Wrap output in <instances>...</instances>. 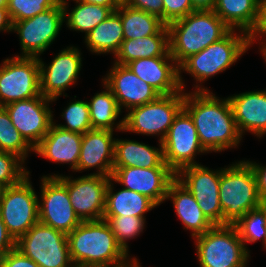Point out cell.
I'll list each match as a JSON object with an SVG mask.
<instances>
[{
  "label": "cell",
  "instance_id": "cell-1",
  "mask_svg": "<svg viewBox=\"0 0 266 267\" xmlns=\"http://www.w3.org/2000/svg\"><path fill=\"white\" fill-rule=\"evenodd\" d=\"M183 109L190 115L207 153L238 147L242 135L228 97L219 99L211 91L184 92Z\"/></svg>",
  "mask_w": 266,
  "mask_h": 267
},
{
  "label": "cell",
  "instance_id": "cell-2",
  "mask_svg": "<svg viewBox=\"0 0 266 267\" xmlns=\"http://www.w3.org/2000/svg\"><path fill=\"white\" fill-rule=\"evenodd\" d=\"M69 254L77 267H133L105 220L82 221L67 234Z\"/></svg>",
  "mask_w": 266,
  "mask_h": 267
},
{
  "label": "cell",
  "instance_id": "cell-3",
  "mask_svg": "<svg viewBox=\"0 0 266 267\" xmlns=\"http://www.w3.org/2000/svg\"><path fill=\"white\" fill-rule=\"evenodd\" d=\"M167 27L169 52L178 66L231 30L213 10L204 9L195 10Z\"/></svg>",
  "mask_w": 266,
  "mask_h": 267
},
{
  "label": "cell",
  "instance_id": "cell-4",
  "mask_svg": "<svg viewBox=\"0 0 266 267\" xmlns=\"http://www.w3.org/2000/svg\"><path fill=\"white\" fill-rule=\"evenodd\" d=\"M219 198L223 225H234L246 213L263 204L254 172L245 160L221 169Z\"/></svg>",
  "mask_w": 266,
  "mask_h": 267
},
{
  "label": "cell",
  "instance_id": "cell-5",
  "mask_svg": "<svg viewBox=\"0 0 266 267\" xmlns=\"http://www.w3.org/2000/svg\"><path fill=\"white\" fill-rule=\"evenodd\" d=\"M235 31L230 30L223 38L191 55L179 66V74L181 70L186 71L196 80L195 91H210L202 87V83L230 68L250 48L249 35L243 31L237 34Z\"/></svg>",
  "mask_w": 266,
  "mask_h": 267
},
{
  "label": "cell",
  "instance_id": "cell-6",
  "mask_svg": "<svg viewBox=\"0 0 266 267\" xmlns=\"http://www.w3.org/2000/svg\"><path fill=\"white\" fill-rule=\"evenodd\" d=\"M200 267H246V250L234 225H214L195 237Z\"/></svg>",
  "mask_w": 266,
  "mask_h": 267
},
{
  "label": "cell",
  "instance_id": "cell-7",
  "mask_svg": "<svg viewBox=\"0 0 266 267\" xmlns=\"http://www.w3.org/2000/svg\"><path fill=\"white\" fill-rule=\"evenodd\" d=\"M184 91L160 95L156 100L127 110L123 131L143 135H157L162 142L175 116L183 108Z\"/></svg>",
  "mask_w": 266,
  "mask_h": 267
},
{
  "label": "cell",
  "instance_id": "cell-8",
  "mask_svg": "<svg viewBox=\"0 0 266 267\" xmlns=\"http://www.w3.org/2000/svg\"><path fill=\"white\" fill-rule=\"evenodd\" d=\"M16 248L39 267H75L67 234L39 221L16 241Z\"/></svg>",
  "mask_w": 266,
  "mask_h": 267
},
{
  "label": "cell",
  "instance_id": "cell-9",
  "mask_svg": "<svg viewBox=\"0 0 266 267\" xmlns=\"http://www.w3.org/2000/svg\"><path fill=\"white\" fill-rule=\"evenodd\" d=\"M29 178L4 187L0 194V217L15 241L39 221V198Z\"/></svg>",
  "mask_w": 266,
  "mask_h": 267
},
{
  "label": "cell",
  "instance_id": "cell-10",
  "mask_svg": "<svg viewBox=\"0 0 266 267\" xmlns=\"http://www.w3.org/2000/svg\"><path fill=\"white\" fill-rule=\"evenodd\" d=\"M41 95L38 57H11L0 64V106Z\"/></svg>",
  "mask_w": 266,
  "mask_h": 267
},
{
  "label": "cell",
  "instance_id": "cell-11",
  "mask_svg": "<svg viewBox=\"0 0 266 267\" xmlns=\"http://www.w3.org/2000/svg\"><path fill=\"white\" fill-rule=\"evenodd\" d=\"M64 23L63 5L47 9L26 20L12 22V31L19 35L22 55L15 57H40L55 41Z\"/></svg>",
  "mask_w": 266,
  "mask_h": 267
},
{
  "label": "cell",
  "instance_id": "cell-12",
  "mask_svg": "<svg viewBox=\"0 0 266 267\" xmlns=\"http://www.w3.org/2000/svg\"><path fill=\"white\" fill-rule=\"evenodd\" d=\"M40 188L39 222L69 234L82 221L72 207L67 186L58 177L45 175L41 178Z\"/></svg>",
  "mask_w": 266,
  "mask_h": 267
},
{
  "label": "cell",
  "instance_id": "cell-13",
  "mask_svg": "<svg viewBox=\"0 0 266 267\" xmlns=\"http://www.w3.org/2000/svg\"><path fill=\"white\" fill-rule=\"evenodd\" d=\"M220 175L221 169L214 171L201 164L183 167L176 173V179L194 196L213 225H223L219 198Z\"/></svg>",
  "mask_w": 266,
  "mask_h": 267
},
{
  "label": "cell",
  "instance_id": "cell-14",
  "mask_svg": "<svg viewBox=\"0 0 266 267\" xmlns=\"http://www.w3.org/2000/svg\"><path fill=\"white\" fill-rule=\"evenodd\" d=\"M49 177H58L67 186L70 202L81 221L103 220L110 177L97 174H88L75 179L58 174Z\"/></svg>",
  "mask_w": 266,
  "mask_h": 267
},
{
  "label": "cell",
  "instance_id": "cell-15",
  "mask_svg": "<svg viewBox=\"0 0 266 267\" xmlns=\"http://www.w3.org/2000/svg\"><path fill=\"white\" fill-rule=\"evenodd\" d=\"M165 163L177 173L181 168L196 163L197 153H207L201 146L190 115L182 108L175 116L162 141Z\"/></svg>",
  "mask_w": 266,
  "mask_h": 267
},
{
  "label": "cell",
  "instance_id": "cell-16",
  "mask_svg": "<svg viewBox=\"0 0 266 267\" xmlns=\"http://www.w3.org/2000/svg\"><path fill=\"white\" fill-rule=\"evenodd\" d=\"M51 102H53L51 99L41 94L4 106L13 126L33 149L48 133L53 123V111L49 108Z\"/></svg>",
  "mask_w": 266,
  "mask_h": 267
},
{
  "label": "cell",
  "instance_id": "cell-17",
  "mask_svg": "<svg viewBox=\"0 0 266 267\" xmlns=\"http://www.w3.org/2000/svg\"><path fill=\"white\" fill-rule=\"evenodd\" d=\"M40 92L53 102L75 84L82 66L81 51L74 46L66 47L46 65L40 57Z\"/></svg>",
  "mask_w": 266,
  "mask_h": 267
},
{
  "label": "cell",
  "instance_id": "cell-18",
  "mask_svg": "<svg viewBox=\"0 0 266 267\" xmlns=\"http://www.w3.org/2000/svg\"><path fill=\"white\" fill-rule=\"evenodd\" d=\"M111 178L125 189L146 195L159 206L166 201L169 184L176 173L170 167H113Z\"/></svg>",
  "mask_w": 266,
  "mask_h": 267
},
{
  "label": "cell",
  "instance_id": "cell-19",
  "mask_svg": "<svg viewBox=\"0 0 266 267\" xmlns=\"http://www.w3.org/2000/svg\"><path fill=\"white\" fill-rule=\"evenodd\" d=\"M102 82L111 90L121 110L123 107L130 110L147 104L160 96L149 84L138 78L127 65L113 63Z\"/></svg>",
  "mask_w": 266,
  "mask_h": 267
},
{
  "label": "cell",
  "instance_id": "cell-20",
  "mask_svg": "<svg viewBox=\"0 0 266 267\" xmlns=\"http://www.w3.org/2000/svg\"><path fill=\"white\" fill-rule=\"evenodd\" d=\"M127 66L138 78L149 84L160 95L184 91V80H182L179 66L172 56L136 59L128 63Z\"/></svg>",
  "mask_w": 266,
  "mask_h": 267
},
{
  "label": "cell",
  "instance_id": "cell-21",
  "mask_svg": "<svg viewBox=\"0 0 266 267\" xmlns=\"http://www.w3.org/2000/svg\"><path fill=\"white\" fill-rule=\"evenodd\" d=\"M115 138L113 131L92 129L82 136L78 171L96 168L97 174L111 177L114 164Z\"/></svg>",
  "mask_w": 266,
  "mask_h": 267
},
{
  "label": "cell",
  "instance_id": "cell-22",
  "mask_svg": "<svg viewBox=\"0 0 266 267\" xmlns=\"http://www.w3.org/2000/svg\"><path fill=\"white\" fill-rule=\"evenodd\" d=\"M82 136L83 134L62 129L53 122L34 152L52 162L69 164L70 169L77 172Z\"/></svg>",
  "mask_w": 266,
  "mask_h": 267
},
{
  "label": "cell",
  "instance_id": "cell-23",
  "mask_svg": "<svg viewBox=\"0 0 266 267\" xmlns=\"http://www.w3.org/2000/svg\"><path fill=\"white\" fill-rule=\"evenodd\" d=\"M237 128L263 137L266 134V90L249 91L229 96Z\"/></svg>",
  "mask_w": 266,
  "mask_h": 267
},
{
  "label": "cell",
  "instance_id": "cell-24",
  "mask_svg": "<svg viewBox=\"0 0 266 267\" xmlns=\"http://www.w3.org/2000/svg\"><path fill=\"white\" fill-rule=\"evenodd\" d=\"M167 199H171L184 229L191 230L192 237L203 234L214 226L203 214L194 196L176 178L169 184Z\"/></svg>",
  "mask_w": 266,
  "mask_h": 267
},
{
  "label": "cell",
  "instance_id": "cell-25",
  "mask_svg": "<svg viewBox=\"0 0 266 267\" xmlns=\"http://www.w3.org/2000/svg\"><path fill=\"white\" fill-rule=\"evenodd\" d=\"M159 149L134 140L115 139L113 167H169L164 161L162 142Z\"/></svg>",
  "mask_w": 266,
  "mask_h": 267
},
{
  "label": "cell",
  "instance_id": "cell-26",
  "mask_svg": "<svg viewBox=\"0 0 266 267\" xmlns=\"http://www.w3.org/2000/svg\"><path fill=\"white\" fill-rule=\"evenodd\" d=\"M158 56H171L167 25L156 35L138 37L137 39H124L119 51L114 56V58L116 57L114 63L127 65L136 59Z\"/></svg>",
  "mask_w": 266,
  "mask_h": 267
},
{
  "label": "cell",
  "instance_id": "cell-27",
  "mask_svg": "<svg viewBox=\"0 0 266 267\" xmlns=\"http://www.w3.org/2000/svg\"><path fill=\"white\" fill-rule=\"evenodd\" d=\"M114 180L110 177L106 190L104 216H137L145 218V213L158 206L152 199L138 192L122 188L114 192Z\"/></svg>",
  "mask_w": 266,
  "mask_h": 267
},
{
  "label": "cell",
  "instance_id": "cell-28",
  "mask_svg": "<svg viewBox=\"0 0 266 267\" xmlns=\"http://www.w3.org/2000/svg\"><path fill=\"white\" fill-rule=\"evenodd\" d=\"M259 0H216L212 9L231 29L248 35L258 20Z\"/></svg>",
  "mask_w": 266,
  "mask_h": 267
},
{
  "label": "cell",
  "instance_id": "cell-29",
  "mask_svg": "<svg viewBox=\"0 0 266 267\" xmlns=\"http://www.w3.org/2000/svg\"><path fill=\"white\" fill-rule=\"evenodd\" d=\"M124 40L123 26L119 16V6L110 16L93 28L86 36L85 43L92 53H112L119 51Z\"/></svg>",
  "mask_w": 266,
  "mask_h": 267
},
{
  "label": "cell",
  "instance_id": "cell-30",
  "mask_svg": "<svg viewBox=\"0 0 266 267\" xmlns=\"http://www.w3.org/2000/svg\"><path fill=\"white\" fill-rule=\"evenodd\" d=\"M103 86L105 91L95 94L88 102L91 127L92 129L110 131H114L113 129L115 128L123 132L124 118L119 123H115L122 111L111 90L104 83Z\"/></svg>",
  "mask_w": 266,
  "mask_h": 267
},
{
  "label": "cell",
  "instance_id": "cell-31",
  "mask_svg": "<svg viewBox=\"0 0 266 267\" xmlns=\"http://www.w3.org/2000/svg\"><path fill=\"white\" fill-rule=\"evenodd\" d=\"M75 1L76 5L69 13L67 12L69 7L68 2L63 4L64 22H66L65 24L70 30L84 32L85 36L117 9Z\"/></svg>",
  "mask_w": 266,
  "mask_h": 267
},
{
  "label": "cell",
  "instance_id": "cell-32",
  "mask_svg": "<svg viewBox=\"0 0 266 267\" xmlns=\"http://www.w3.org/2000/svg\"><path fill=\"white\" fill-rule=\"evenodd\" d=\"M124 39H137L156 35L166 24L157 16L145 11L119 6Z\"/></svg>",
  "mask_w": 266,
  "mask_h": 267
},
{
  "label": "cell",
  "instance_id": "cell-33",
  "mask_svg": "<svg viewBox=\"0 0 266 267\" xmlns=\"http://www.w3.org/2000/svg\"><path fill=\"white\" fill-rule=\"evenodd\" d=\"M234 226L247 251L245 243H254L259 239L263 240L266 248V201L260 207L246 213Z\"/></svg>",
  "mask_w": 266,
  "mask_h": 267
},
{
  "label": "cell",
  "instance_id": "cell-34",
  "mask_svg": "<svg viewBox=\"0 0 266 267\" xmlns=\"http://www.w3.org/2000/svg\"><path fill=\"white\" fill-rule=\"evenodd\" d=\"M0 151L17 155L24 162L29 152L34 149L24 140L13 126L10 116L4 107L0 106Z\"/></svg>",
  "mask_w": 266,
  "mask_h": 267
},
{
  "label": "cell",
  "instance_id": "cell-35",
  "mask_svg": "<svg viewBox=\"0 0 266 267\" xmlns=\"http://www.w3.org/2000/svg\"><path fill=\"white\" fill-rule=\"evenodd\" d=\"M103 220L109 224L119 246L127 255H129L127 241L134 239L143 232L146 219L137 216L120 215L104 216Z\"/></svg>",
  "mask_w": 266,
  "mask_h": 267
},
{
  "label": "cell",
  "instance_id": "cell-36",
  "mask_svg": "<svg viewBox=\"0 0 266 267\" xmlns=\"http://www.w3.org/2000/svg\"><path fill=\"white\" fill-rule=\"evenodd\" d=\"M61 116L66 120V125L56 123L55 125L62 129L80 134L92 130L88 101L75 100L70 102Z\"/></svg>",
  "mask_w": 266,
  "mask_h": 267
},
{
  "label": "cell",
  "instance_id": "cell-37",
  "mask_svg": "<svg viewBox=\"0 0 266 267\" xmlns=\"http://www.w3.org/2000/svg\"><path fill=\"white\" fill-rule=\"evenodd\" d=\"M57 0H8V13L12 22L26 20L55 7Z\"/></svg>",
  "mask_w": 266,
  "mask_h": 267
},
{
  "label": "cell",
  "instance_id": "cell-38",
  "mask_svg": "<svg viewBox=\"0 0 266 267\" xmlns=\"http://www.w3.org/2000/svg\"><path fill=\"white\" fill-rule=\"evenodd\" d=\"M24 163L15 154L0 151V184L3 187H9L19 183L24 177L30 174L23 165Z\"/></svg>",
  "mask_w": 266,
  "mask_h": 267
},
{
  "label": "cell",
  "instance_id": "cell-39",
  "mask_svg": "<svg viewBox=\"0 0 266 267\" xmlns=\"http://www.w3.org/2000/svg\"><path fill=\"white\" fill-rule=\"evenodd\" d=\"M195 10L191 0H163V22L168 25Z\"/></svg>",
  "mask_w": 266,
  "mask_h": 267
},
{
  "label": "cell",
  "instance_id": "cell-40",
  "mask_svg": "<svg viewBox=\"0 0 266 267\" xmlns=\"http://www.w3.org/2000/svg\"><path fill=\"white\" fill-rule=\"evenodd\" d=\"M0 267H39L16 247L0 258Z\"/></svg>",
  "mask_w": 266,
  "mask_h": 267
},
{
  "label": "cell",
  "instance_id": "cell-41",
  "mask_svg": "<svg viewBox=\"0 0 266 267\" xmlns=\"http://www.w3.org/2000/svg\"><path fill=\"white\" fill-rule=\"evenodd\" d=\"M260 37H266V0H259L258 20L254 29L249 34L250 46L254 44L253 42H255V40L260 39ZM264 41H266V39ZM260 43L261 47L266 46V42Z\"/></svg>",
  "mask_w": 266,
  "mask_h": 267
},
{
  "label": "cell",
  "instance_id": "cell-42",
  "mask_svg": "<svg viewBox=\"0 0 266 267\" xmlns=\"http://www.w3.org/2000/svg\"><path fill=\"white\" fill-rule=\"evenodd\" d=\"M126 5L155 15L163 21V0H128Z\"/></svg>",
  "mask_w": 266,
  "mask_h": 267
},
{
  "label": "cell",
  "instance_id": "cell-43",
  "mask_svg": "<svg viewBox=\"0 0 266 267\" xmlns=\"http://www.w3.org/2000/svg\"><path fill=\"white\" fill-rule=\"evenodd\" d=\"M246 162L251 166L257 183L258 193L263 202L266 201V166H262L259 163L251 162L246 160Z\"/></svg>",
  "mask_w": 266,
  "mask_h": 267
},
{
  "label": "cell",
  "instance_id": "cell-44",
  "mask_svg": "<svg viewBox=\"0 0 266 267\" xmlns=\"http://www.w3.org/2000/svg\"><path fill=\"white\" fill-rule=\"evenodd\" d=\"M16 247V241L8 233L6 226L0 217V258Z\"/></svg>",
  "mask_w": 266,
  "mask_h": 267
},
{
  "label": "cell",
  "instance_id": "cell-45",
  "mask_svg": "<svg viewBox=\"0 0 266 267\" xmlns=\"http://www.w3.org/2000/svg\"><path fill=\"white\" fill-rule=\"evenodd\" d=\"M0 31H12V21L7 8H0Z\"/></svg>",
  "mask_w": 266,
  "mask_h": 267
},
{
  "label": "cell",
  "instance_id": "cell-46",
  "mask_svg": "<svg viewBox=\"0 0 266 267\" xmlns=\"http://www.w3.org/2000/svg\"><path fill=\"white\" fill-rule=\"evenodd\" d=\"M193 7L196 10L204 9V10H212L216 3V0H191Z\"/></svg>",
  "mask_w": 266,
  "mask_h": 267
},
{
  "label": "cell",
  "instance_id": "cell-47",
  "mask_svg": "<svg viewBox=\"0 0 266 267\" xmlns=\"http://www.w3.org/2000/svg\"><path fill=\"white\" fill-rule=\"evenodd\" d=\"M77 1L101 5V6H108L109 8H118V6L112 0H77Z\"/></svg>",
  "mask_w": 266,
  "mask_h": 267
},
{
  "label": "cell",
  "instance_id": "cell-48",
  "mask_svg": "<svg viewBox=\"0 0 266 267\" xmlns=\"http://www.w3.org/2000/svg\"><path fill=\"white\" fill-rule=\"evenodd\" d=\"M117 6L126 5L128 0H112Z\"/></svg>",
  "mask_w": 266,
  "mask_h": 267
},
{
  "label": "cell",
  "instance_id": "cell-49",
  "mask_svg": "<svg viewBox=\"0 0 266 267\" xmlns=\"http://www.w3.org/2000/svg\"><path fill=\"white\" fill-rule=\"evenodd\" d=\"M8 0H0V8H7Z\"/></svg>",
  "mask_w": 266,
  "mask_h": 267
},
{
  "label": "cell",
  "instance_id": "cell-50",
  "mask_svg": "<svg viewBox=\"0 0 266 267\" xmlns=\"http://www.w3.org/2000/svg\"><path fill=\"white\" fill-rule=\"evenodd\" d=\"M260 52H262V56L264 57V60L266 62V46L260 48Z\"/></svg>",
  "mask_w": 266,
  "mask_h": 267
},
{
  "label": "cell",
  "instance_id": "cell-51",
  "mask_svg": "<svg viewBox=\"0 0 266 267\" xmlns=\"http://www.w3.org/2000/svg\"><path fill=\"white\" fill-rule=\"evenodd\" d=\"M73 1H75V0H73ZM57 2H58L59 4H61V5H63V4H65L67 1H66V0H57Z\"/></svg>",
  "mask_w": 266,
  "mask_h": 267
},
{
  "label": "cell",
  "instance_id": "cell-52",
  "mask_svg": "<svg viewBox=\"0 0 266 267\" xmlns=\"http://www.w3.org/2000/svg\"><path fill=\"white\" fill-rule=\"evenodd\" d=\"M3 188L4 187L0 184V194L2 193Z\"/></svg>",
  "mask_w": 266,
  "mask_h": 267
},
{
  "label": "cell",
  "instance_id": "cell-53",
  "mask_svg": "<svg viewBox=\"0 0 266 267\" xmlns=\"http://www.w3.org/2000/svg\"><path fill=\"white\" fill-rule=\"evenodd\" d=\"M133 267H141V265L139 263H137Z\"/></svg>",
  "mask_w": 266,
  "mask_h": 267
}]
</instances>
